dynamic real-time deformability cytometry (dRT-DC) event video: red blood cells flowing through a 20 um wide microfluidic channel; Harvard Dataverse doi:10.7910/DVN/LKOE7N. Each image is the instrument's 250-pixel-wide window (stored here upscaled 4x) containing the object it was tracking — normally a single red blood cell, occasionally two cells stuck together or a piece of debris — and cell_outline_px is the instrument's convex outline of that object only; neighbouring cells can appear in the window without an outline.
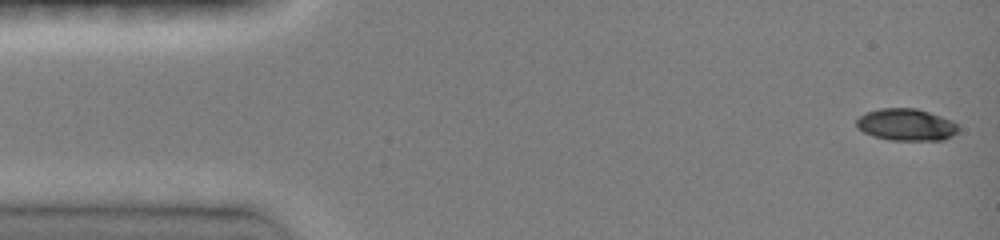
{"species": "common noctule bat (a hibernating species)", "species_latin": "Nyctalus noctula", "temperature_condition": "room temperature", "stored_images_in_passage": 47, "camera_frame_rate_fps": 3000, "um_per_image_px": 0.085, "animal": {"sex": "female", "body_mass_g": 19.0, "forearm_length_mm": 51.5}, "frame": {"image": 1, "passage_image": 1, "time_ms": 0.0, "image_size_px": [1000, 240], "cell_outline_px": [[960, 128], [952, 136], [944, 140], [888, 140], [872, 136], [864, 132], [856, 124], [856, 120], [860, 116], [868, 112], [880, 108], [916, 108], [952, 120]], "centroid_in_image_um": [77.04, 10.6], "position_along_channel_um": 8.0, "area_um2": 18.9}}
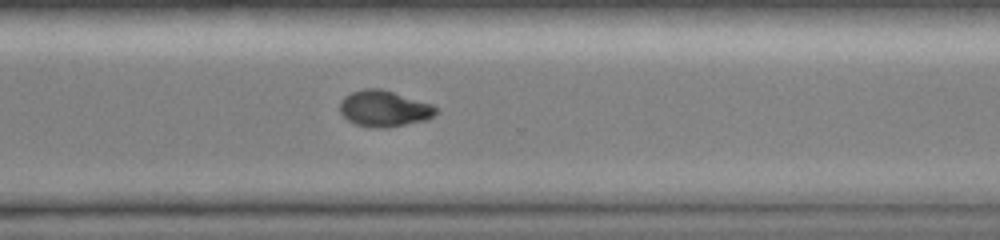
{"frame": {"image": 2, "passage_image": 34, "time_ms": 11.0, "image_size_px": [1000, 240], "cell_outline_px": [[436, 112], [432, 116], [424, 120], [388, 128], [376, 128], [356, 124], [348, 120], [340, 112], [340, 100], [344, 96], [352, 92], [364, 88], [380, 88], [432, 104], [436, 108]], "centroid_in_image_um": [32.61, 9.22], "position_along_channel_um": 338.0, "area_um2": 20.06}}
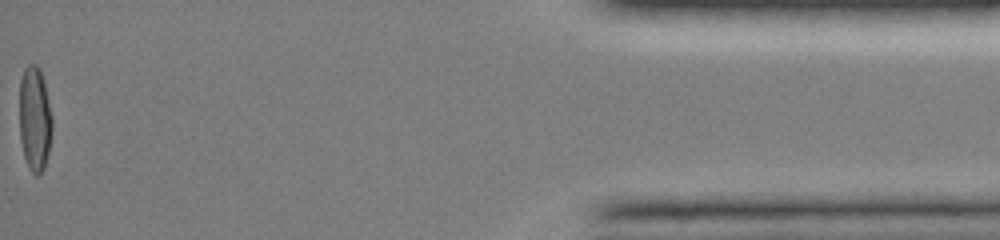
{"frame": {"image": 3, "passage_image": 47, "time_ms": 15.333, "image_size_px": [1000, 240], "cell_outline_px": [[52, 132], [48, 152], [44, 168], [36, 176], [28, 168], [24, 156], [20, 140], [20, 80], [24, 68], [28, 64], [36, 64], [40, 68], [44, 80], [52, 116]], "centroid_in_image_um": [2.95, 10.08], "position_along_channel_um": 432.2, "area_um2": 20.11}, "authors_computed_cell_mechanics": {"area_um2": 20.1722, "velocity_mm_per_s": 4.0871, "shape_relaxation_time_tau1_ms": 5.8416, "shape_relaxation_time_tau2_ms": 6.8418, "deformation_change_tau1": 0.2466, "deformation_change_tau2": 0.0719}}